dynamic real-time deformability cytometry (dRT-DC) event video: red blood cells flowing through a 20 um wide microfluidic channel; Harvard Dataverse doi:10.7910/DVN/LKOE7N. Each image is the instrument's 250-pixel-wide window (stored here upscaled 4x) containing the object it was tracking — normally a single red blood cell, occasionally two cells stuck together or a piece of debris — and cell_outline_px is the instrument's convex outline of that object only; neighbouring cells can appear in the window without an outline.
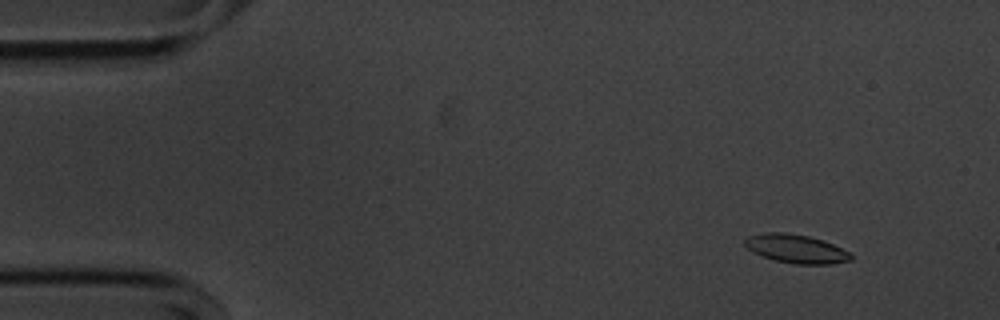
{"species": "common noctule bat (a hibernating species)", "species_latin": "Nyctalus noctula", "temperature_condition": "cold", "stored_images_in_passage": 56, "camera_frame_rate_fps": 3000, "um_per_image_px": 0.085, "animal": {"sex": "male", "body_mass_g": 20.1, "forearm_length_mm": 53.5}, "frame": {"image": 1, "passage_image": 6, "time_ms": 1.667, "image_size_px": [1000, 320], "cell_outline_px": [[852, 260], [832, 264], [792, 264], [776, 260], [752, 252], [744, 244], [744, 240], [748, 236], [764, 232], [784, 232], [808, 236], [824, 240], [848, 252], [852, 256]], "centroid_in_image_um": [67.65, 21.14], "position_along_channel_um": 17.3, "area_um2": 17.63}}
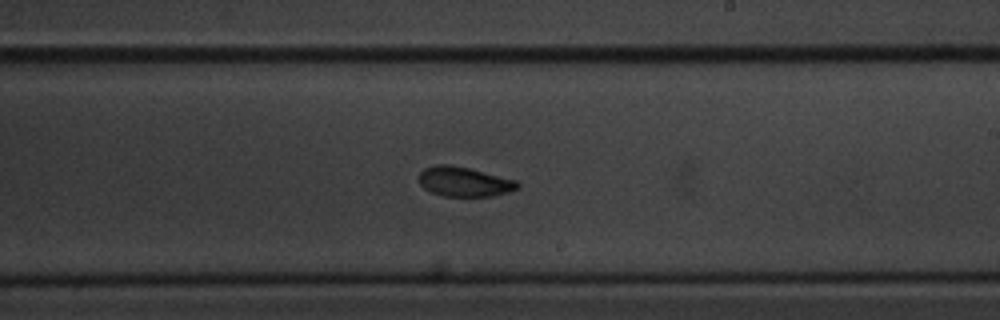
{"frame": {"image": 2, "passage_image": 33, "time_ms": 10.667, "image_size_px": [1000, 320], "cell_outline_px": [[520, 188], [492, 196], [444, 196], [432, 192], [424, 188], [420, 184], [416, 176], [424, 168], [436, 164], [448, 164], [468, 168], [516, 180], [520, 184]], "centroid_in_image_um": [39.42, 15.44], "position_along_channel_um": 249.6, "area_um2": 17.05}}
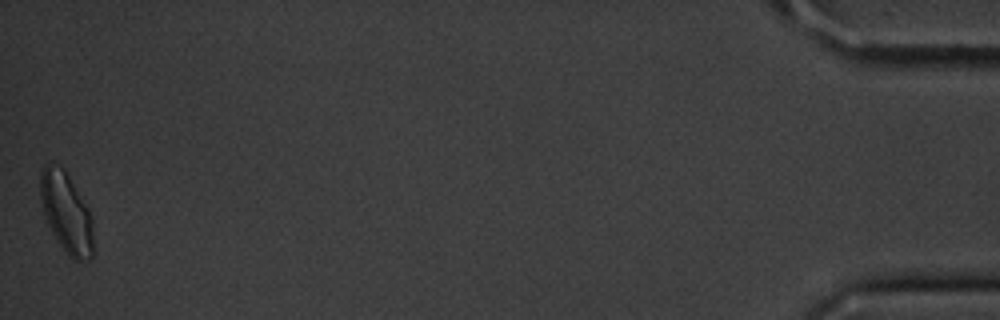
{"frame": {"image": 3, "passage_image": 56, "time_ms": 18.333, "image_size_px": [1000, 320], "cell_outline_px": [[92, 256], [88, 260], [76, 260], [68, 256], [56, 240], [48, 224], [40, 200], [40, 172], [44, 164], [60, 164], [64, 168], [88, 208], [92, 220]], "centroid_in_image_um": [5.62, 18.05], "position_along_channel_um": 429.6, "area_um2": 24.68}, "authors_computed_cell_mechanics": {"area_um2": 17.6868, "velocity_mm_per_s": 3.583, "shape_relaxation_time_tau1_ms": 2.1411, "shape_relaxation_time_tau2_ms": 2.7731, "deformation_change_tau1": 0.1074, "deformation_change_tau2": 0.0707}}